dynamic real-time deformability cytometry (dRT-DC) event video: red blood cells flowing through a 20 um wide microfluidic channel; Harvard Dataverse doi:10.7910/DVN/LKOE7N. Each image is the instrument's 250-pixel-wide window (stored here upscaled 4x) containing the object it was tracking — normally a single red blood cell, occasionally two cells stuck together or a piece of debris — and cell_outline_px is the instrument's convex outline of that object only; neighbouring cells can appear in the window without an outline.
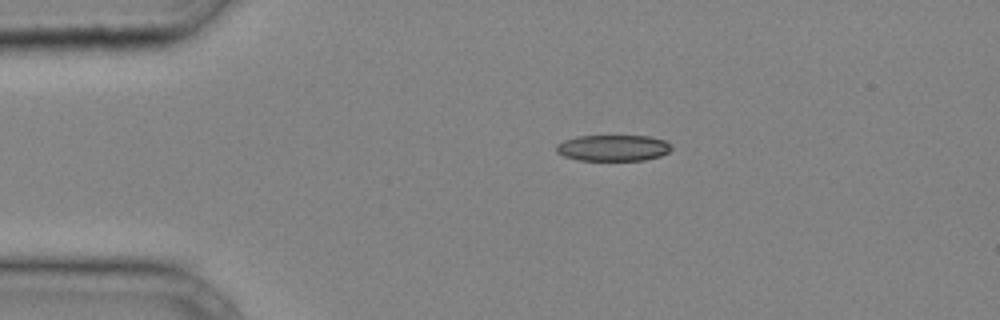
{"species": "common noctule bat (a hibernating species)", "species_latin": "Nyctalus noctula", "temperature_condition": "cold", "stored_images_in_passage": 32, "camera_frame_rate_fps": 3000, "um_per_image_px": 0.085, "animal": {"sex": "male", "body_mass_g": 20.4}, "frame": {"image": 1, "passage_image": 1, "time_ms": 0.0, "image_size_px": [1000, 320], "cell_outline_px": [[672, 148], [668, 152], [660, 156], [644, 160], [576, 160], [564, 156], [556, 152], [556, 144], [564, 140], [576, 136], [648, 136], [664, 140], [672, 144]], "centroid_in_image_um": [52.1, 12.57], "position_along_channel_um": 32.9, "area_um2": 17.63}}
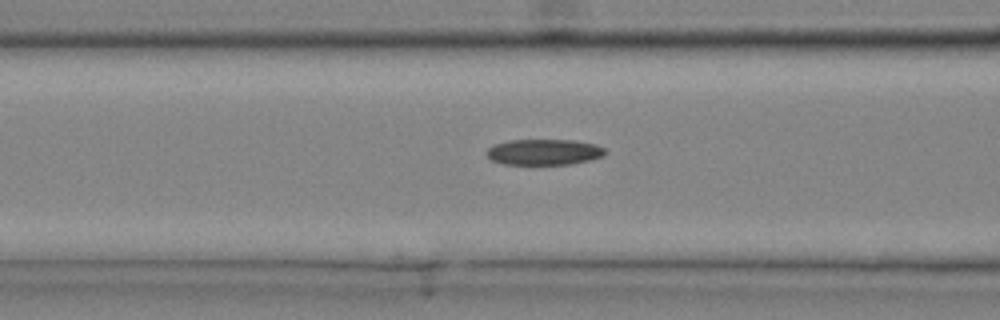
{"frame": {"image": 2, "passage_image": 9, "time_ms": 2.667, "image_size_px": [1000, 320], "cell_outline_px": [[608, 152], [604, 156], [592, 160], [572, 164], [504, 164], [492, 160], [488, 156], [488, 148], [496, 144], [508, 140], [572, 140], [596, 144], [604, 148]], "centroid_in_image_um": [46.31, 12.92], "position_along_channel_um": 120.3, "area_um2": 17.86}}
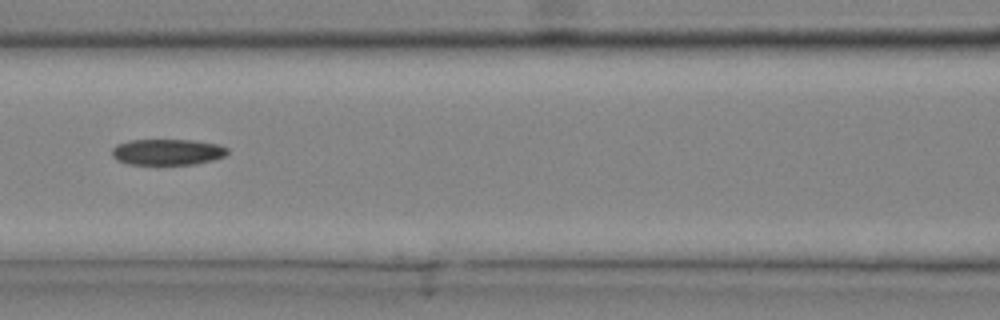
{"frame": {"image": 3, "passage_image": 11, "time_ms": 3.333, "image_size_px": [1000, 320], "cell_outline_px": [[228, 152], [224, 156], [212, 160], [196, 164], [128, 164], [116, 160], [112, 156], [112, 148], [116, 144], [128, 140], [192, 140], [216, 144], [228, 148]], "centroid_in_image_um": [14.19, 12.92], "position_along_channel_um": 152.4, "area_um2": 17.51}}